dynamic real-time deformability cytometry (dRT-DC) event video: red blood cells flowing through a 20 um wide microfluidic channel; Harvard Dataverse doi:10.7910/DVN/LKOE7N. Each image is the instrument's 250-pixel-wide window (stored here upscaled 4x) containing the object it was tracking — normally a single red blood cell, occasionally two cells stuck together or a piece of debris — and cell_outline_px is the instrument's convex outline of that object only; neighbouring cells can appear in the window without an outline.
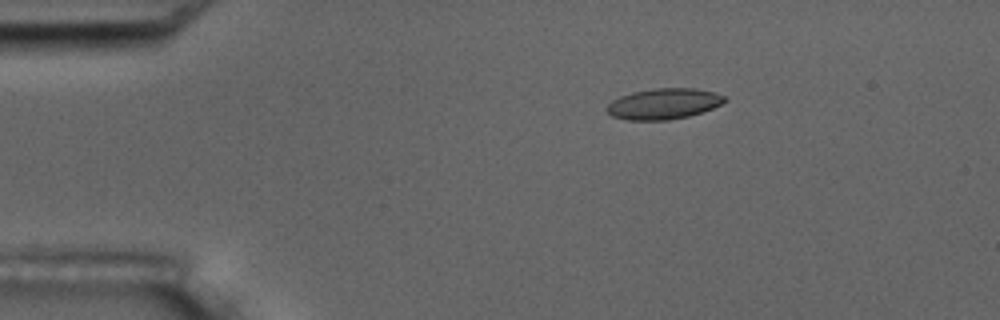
{"species": "common noctule bat (a hibernating species)", "species_latin": "Nyctalus noctula", "temperature_condition": "room temperature", "stored_images_in_passage": 5, "camera_frame_rate_fps": 3000, "um_per_image_px": 0.085, "animal": {"sex": "male", "body_mass_g": 17.5, "forearm_length_mm": 52.3}, "frame": {"image": 1, "passage_image": 3, "time_ms": 2.333, "image_size_px": [1000, 320], "cell_outline_px": [[728, 100], [712, 108], [688, 116], [668, 120], [628, 120], [612, 116], [604, 108], [612, 100], [620, 96], [632, 92], [656, 88], [692, 88], [712, 92], [728, 96]], "centroid_in_image_um": [56.39, 8.82], "position_along_channel_um": 28.6, "area_um2": 21.1}}